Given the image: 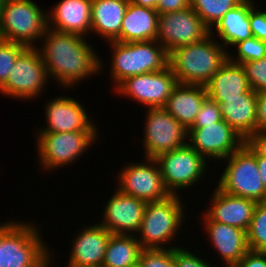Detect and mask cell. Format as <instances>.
I'll return each mask as SVG.
<instances>
[{
	"instance_id": "484cf974",
	"label": "cell",
	"mask_w": 266,
	"mask_h": 267,
	"mask_svg": "<svg viewBox=\"0 0 266 267\" xmlns=\"http://www.w3.org/2000/svg\"><path fill=\"white\" fill-rule=\"evenodd\" d=\"M128 4L129 0H92V33L105 38L107 42L114 41L120 35Z\"/></svg>"
},
{
	"instance_id": "2e32d148",
	"label": "cell",
	"mask_w": 266,
	"mask_h": 267,
	"mask_svg": "<svg viewBox=\"0 0 266 267\" xmlns=\"http://www.w3.org/2000/svg\"><path fill=\"white\" fill-rule=\"evenodd\" d=\"M146 204L116 189L105 204L99 224L114 235H135L139 231Z\"/></svg>"
},
{
	"instance_id": "4fadbf2b",
	"label": "cell",
	"mask_w": 266,
	"mask_h": 267,
	"mask_svg": "<svg viewBox=\"0 0 266 267\" xmlns=\"http://www.w3.org/2000/svg\"><path fill=\"white\" fill-rule=\"evenodd\" d=\"M140 163L124 165L118 172L117 189L145 202L167 199L171 194L165 188L158 162L155 158H145Z\"/></svg>"
},
{
	"instance_id": "b9f144b4",
	"label": "cell",
	"mask_w": 266,
	"mask_h": 267,
	"mask_svg": "<svg viewBox=\"0 0 266 267\" xmlns=\"http://www.w3.org/2000/svg\"><path fill=\"white\" fill-rule=\"evenodd\" d=\"M129 2L139 6L156 9L158 0H129Z\"/></svg>"
},
{
	"instance_id": "e0dca14e",
	"label": "cell",
	"mask_w": 266,
	"mask_h": 267,
	"mask_svg": "<svg viewBox=\"0 0 266 267\" xmlns=\"http://www.w3.org/2000/svg\"><path fill=\"white\" fill-rule=\"evenodd\" d=\"M46 104V127L38 128V132L98 131L86 109L74 97L60 95Z\"/></svg>"
},
{
	"instance_id": "8d00e7d4",
	"label": "cell",
	"mask_w": 266,
	"mask_h": 267,
	"mask_svg": "<svg viewBox=\"0 0 266 267\" xmlns=\"http://www.w3.org/2000/svg\"><path fill=\"white\" fill-rule=\"evenodd\" d=\"M250 28L252 35L259 40L266 41V11L257 9V5L250 8Z\"/></svg>"
},
{
	"instance_id": "6da1fadb",
	"label": "cell",
	"mask_w": 266,
	"mask_h": 267,
	"mask_svg": "<svg viewBox=\"0 0 266 267\" xmlns=\"http://www.w3.org/2000/svg\"><path fill=\"white\" fill-rule=\"evenodd\" d=\"M44 39V41H43ZM38 49L50 79L65 89L81 83L104 69L102 57L86 37L47 27ZM43 46V47H42ZM52 76V77H51ZM58 81V82H57Z\"/></svg>"
},
{
	"instance_id": "ba28073f",
	"label": "cell",
	"mask_w": 266,
	"mask_h": 267,
	"mask_svg": "<svg viewBox=\"0 0 266 267\" xmlns=\"http://www.w3.org/2000/svg\"><path fill=\"white\" fill-rule=\"evenodd\" d=\"M98 131L37 132L40 168L58 170L80 158L98 139Z\"/></svg>"
},
{
	"instance_id": "f35d334b",
	"label": "cell",
	"mask_w": 266,
	"mask_h": 267,
	"mask_svg": "<svg viewBox=\"0 0 266 267\" xmlns=\"http://www.w3.org/2000/svg\"><path fill=\"white\" fill-rule=\"evenodd\" d=\"M234 267H266V252L248 250Z\"/></svg>"
},
{
	"instance_id": "f6af8a7d",
	"label": "cell",
	"mask_w": 266,
	"mask_h": 267,
	"mask_svg": "<svg viewBox=\"0 0 266 267\" xmlns=\"http://www.w3.org/2000/svg\"><path fill=\"white\" fill-rule=\"evenodd\" d=\"M67 267H79V266H75V265H72V264L68 263Z\"/></svg>"
},
{
	"instance_id": "4dcf8cb0",
	"label": "cell",
	"mask_w": 266,
	"mask_h": 267,
	"mask_svg": "<svg viewBox=\"0 0 266 267\" xmlns=\"http://www.w3.org/2000/svg\"><path fill=\"white\" fill-rule=\"evenodd\" d=\"M234 47L236 48L234 51H237L236 58L234 54L229 53V60L237 64L259 60L266 56V41L256 39L254 36L236 43L233 49Z\"/></svg>"
},
{
	"instance_id": "1f68e13d",
	"label": "cell",
	"mask_w": 266,
	"mask_h": 267,
	"mask_svg": "<svg viewBox=\"0 0 266 267\" xmlns=\"http://www.w3.org/2000/svg\"><path fill=\"white\" fill-rule=\"evenodd\" d=\"M25 48V45L17 42L3 40L0 43V88L6 83L10 69Z\"/></svg>"
},
{
	"instance_id": "7c38bea8",
	"label": "cell",
	"mask_w": 266,
	"mask_h": 267,
	"mask_svg": "<svg viewBox=\"0 0 266 267\" xmlns=\"http://www.w3.org/2000/svg\"><path fill=\"white\" fill-rule=\"evenodd\" d=\"M177 85V78L168 66L164 70L127 77L113 90L146 108H163Z\"/></svg>"
},
{
	"instance_id": "7a4b0ae2",
	"label": "cell",
	"mask_w": 266,
	"mask_h": 267,
	"mask_svg": "<svg viewBox=\"0 0 266 267\" xmlns=\"http://www.w3.org/2000/svg\"><path fill=\"white\" fill-rule=\"evenodd\" d=\"M211 34L200 42L177 47L169 52L168 66L179 84L206 85L228 61L229 50Z\"/></svg>"
},
{
	"instance_id": "cb8c5ba5",
	"label": "cell",
	"mask_w": 266,
	"mask_h": 267,
	"mask_svg": "<svg viewBox=\"0 0 266 267\" xmlns=\"http://www.w3.org/2000/svg\"><path fill=\"white\" fill-rule=\"evenodd\" d=\"M208 98L220 106L224 99L241 98L251 88L241 64L228 61L205 85Z\"/></svg>"
},
{
	"instance_id": "7402d4cb",
	"label": "cell",
	"mask_w": 266,
	"mask_h": 267,
	"mask_svg": "<svg viewBox=\"0 0 266 267\" xmlns=\"http://www.w3.org/2000/svg\"><path fill=\"white\" fill-rule=\"evenodd\" d=\"M256 101L257 93L250 89L241 98L224 99L221 105L223 119L245 141H256Z\"/></svg>"
},
{
	"instance_id": "9a60e30c",
	"label": "cell",
	"mask_w": 266,
	"mask_h": 267,
	"mask_svg": "<svg viewBox=\"0 0 266 267\" xmlns=\"http://www.w3.org/2000/svg\"><path fill=\"white\" fill-rule=\"evenodd\" d=\"M245 140L224 119L202 128L188 129V144L208 162L226 161L225 158L240 149ZM210 158V159H209Z\"/></svg>"
},
{
	"instance_id": "5b68a950",
	"label": "cell",
	"mask_w": 266,
	"mask_h": 267,
	"mask_svg": "<svg viewBox=\"0 0 266 267\" xmlns=\"http://www.w3.org/2000/svg\"><path fill=\"white\" fill-rule=\"evenodd\" d=\"M112 47L110 76L113 89L127 77L164 70L169 53L156 40L140 42H107Z\"/></svg>"
},
{
	"instance_id": "8fae6325",
	"label": "cell",
	"mask_w": 266,
	"mask_h": 267,
	"mask_svg": "<svg viewBox=\"0 0 266 267\" xmlns=\"http://www.w3.org/2000/svg\"><path fill=\"white\" fill-rule=\"evenodd\" d=\"M144 123V157L158 155L179 149L188 144V129L170 115L164 108H147Z\"/></svg>"
},
{
	"instance_id": "d6a6232c",
	"label": "cell",
	"mask_w": 266,
	"mask_h": 267,
	"mask_svg": "<svg viewBox=\"0 0 266 267\" xmlns=\"http://www.w3.org/2000/svg\"><path fill=\"white\" fill-rule=\"evenodd\" d=\"M250 88L256 92H266V56L259 60L241 64Z\"/></svg>"
},
{
	"instance_id": "83f0119b",
	"label": "cell",
	"mask_w": 266,
	"mask_h": 267,
	"mask_svg": "<svg viewBox=\"0 0 266 267\" xmlns=\"http://www.w3.org/2000/svg\"><path fill=\"white\" fill-rule=\"evenodd\" d=\"M141 244L135 235L111 234L101 267H132L138 264Z\"/></svg>"
},
{
	"instance_id": "52a82bcc",
	"label": "cell",
	"mask_w": 266,
	"mask_h": 267,
	"mask_svg": "<svg viewBox=\"0 0 266 267\" xmlns=\"http://www.w3.org/2000/svg\"><path fill=\"white\" fill-rule=\"evenodd\" d=\"M39 7L33 0H9L1 5L0 32L3 40L36 47L48 27L47 11Z\"/></svg>"
},
{
	"instance_id": "60d3db41",
	"label": "cell",
	"mask_w": 266,
	"mask_h": 267,
	"mask_svg": "<svg viewBox=\"0 0 266 267\" xmlns=\"http://www.w3.org/2000/svg\"><path fill=\"white\" fill-rule=\"evenodd\" d=\"M256 161L266 189V141H256Z\"/></svg>"
},
{
	"instance_id": "30bf717a",
	"label": "cell",
	"mask_w": 266,
	"mask_h": 267,
	"mask_svg": "<svg viewBox=\"0 0 266 267\" xmlns=\"http://www.w3.org/2000/svg\"><path fill=\"white\" fill-rule=\"evenodd\" d=\"M155 160L158 162L165 188L171 195H180V189L194 187L205 175L206 164H209L189 144L164 152Z\"/></svg>"
},
{
	"instance_id": "e575fe53",
	"label": "cell",
	"mask_w": 266,
	"mask_h": 267,
	"mask_svg": "<svg viewBox=\"0 0 266 267\" xmlns=\"http://www.w3.org/2000/svg\"><path fill=\"white\" fill-rule=\"evenodd\" d=\"M220 120H223L221 106L207 97L201 105L194 124L190 128H202Z\"/></svg>"
},
{
	"instance_id": "603a6c76",
	"label": "cell",
	"mask_w": 266,
	"mask_h": 267,
	"mask_svg": "<svg viewBox=\"0 0 266 267\" xmlns=\"http://www.w3.org/2000/svg\"><path fill=\"white\" fill-rule=\"evenodd\" d=\"M159 14L156 9L128 4L117 42H140L156 40Z\"/></svg>"
},
{
	"instance_id": "d590c367",
	"label": "cell",
	"mask_w": 266,
	"mask_h": 267,
	"mask_svg": "<svg viewBox=\"0 0 266 267\" xmlns=\"http://www.w3.org/2000/svg\"><path fill=\"white\" fill-rule=\"evenodd\" d=\"M196 255L186 250L185 247L173 248V260L176 267H214L201 258L202 256Z\"/></svg>"
},
{
	"instance_id": "bcb514c9",
	"label": "cell",
	"mask_w": 266,
	"mask_h": 267,
	"mask_svg": "<svg viewBox=\"0 0 266 267\" xmlns=\"http://www.w3.org/2000/svg\"><path fill=\"white\" fill-rule=\"evenodd\" d=\"M3 41V38H2V35H1V32H0V43Z\"/></svg>"
},
{
	"instance_id": "3957f363",
	"label": "cell",
	"mask_w": 266,
	"mask_h": 267,
	"mask_svg": "<svg viewBox=\"0 0 266 267\" xmlns=\"http://www.w3.org/2000/svg\"><path fill=\"white\" fill-rule=\"evenodd\" d=\"M40 234L34 222H2V267H52L51 249Z\"/></svg>"
},
{
	"instance_id": "d4e9b609",
	"label": "cell",
	"mask_w": 266,
	"mask_h": 267,
	"mask_svg": "<svg viewBox=\"0 0 266 267\" xmlns=\"http://www.w3.org/2000/svg\"><path fill=\"white\" fill-rule=\"evenodd\" d=\"M207 97L204 85L178 83L163 108L189 129L194 124L201 105Z\"/></svg>"
},
{
	"instance_id": "277c9868",
	"label": "cell",
	"mask_w": 266,
	"mask_h": 267,
	"mask_svg": "<svg viewBox=\"0 0 266 267\" xmlns=\"http://www.w3.org/2000/svg\"><path fill=\"white\" fill-rule=\"evenodd\" d=\"M182 201L180 195H170L162 201L147 202L137 232L139 235H135L143 249H173L178 247L177 245L171 247L169 243L172 240V242L175 241V237L182 227L181 224H184L182 221L185 218L186 210Z\"/></svg>"
},
{
	"instance_id": "ffe728a7",
	"label": "cell",
	"mask_w": 266,
	"mask_h": 267,
	"mask_svg": "<svg viewBox=\"0 0 266 267\" xmlns=\"http://www.w3.org/2000/svg\"><path fill=\"white\" fill-rule=\"evenodd\" d=\"M111 233L99 223L85 225L72 239L68 263L79 267H101Z\"/></svg>"
},
{
	"instance_id": "44dd1931",
	"label": "cell",
	"mask_w": 266,
	"mask_h": 267,
	"mask_svg": "<svg viewBox=\"0 0 266 267\" xmlns=\"http://www.w3.org/2000/svg\"><path fill=\"white\" fill-rule=\"evenodd\" d=\"M91 6L92 0H60L47 13L48 27L85 37L92 33Z\"/></svg>"
},
{
	"instance_id": "9c48e42d",
	"label": "cell",
	"mask_w": 266,
	"mask_h": 267,
	"mask_svg": "<svg viewBox=\"0 0 266 267\" xmlns=\"http://www.w3.org/2000/svg\"><path fill=\"white\" fill-rule=\"evenodd\" d=\"M48 79L49 75L38 49L26 47L10 69L6 83L0 88V94L21 101L37 99L44 92Z\"/></svg>"
},
{
	"instance_id": "d6986e66",
	"label": "cell",
	"mask_w": 266,
	"mask_h": 267,
	"mask_svg": "<svg viewBox=\"0 0 266 267\" xmlns=\"http://www.w3.org/2000/svg\"><path fill=\"white\" fill-rule=\"evenodd\" d=\"M255 200L229 195L216 187L205 214L212 220L247 232L257 206Z\"/></svg>"
},
{
	"instance_id": "f546056e",
	"label": "cell",
	"mask_w": 266,
	"mask_h": 267,
	"mask_svg": "<svg viewBox=\"0 0 266 267\" xmlns=\"http://www.w3.org/2000/svg\"><path fill=\"white\" fill-rule=\"evenodd\" d=\"M246 234L249 250L266 252V201L257 203Z\"/></svg>"
},
{
	"instance_id": "8992f818",
	"label": "cell",
	"mask_w": 266,
	"mask_h": 267,
	"mask_svg": "<svg viewBox=\"0 0 266 267\" xmlns=\"http://www.w3.org/2000/svg\"><path fill=\"white\" fill-rule=\"evenodd\" d=\"M225 159L227 165L218 178L217 187L229 195L265 202L266 189L256 161V141L247 140Z\"/></svg>"
},
{
	"instance_id": "ee69618b",
	"label": "cell",
	"mask_w": 266,
	"mask_h": 267,
	"mask_svg": "<svg viewBox=\"0 0 266 267\" xmlns=\"http://www.w3.org/2000/svg\"><path fill=\"white\" fill-rule=\"evenodd\" d=\"M9 0H0V4L4 5L5 3H7Z\"/></svg>"
},
{
	"instance_id": "5bb4252c",
	"label": "cell",
	"mask_w": 266,
	"mask_h": 267,
	"mask_svg": "<svg viewBox=\"0 0 266 267\" xmlns=\"http://www.w3.org/2000/svg\"><path fill=\"white\" fill-rule=\"evenodd\" d=\"M210 35V29L189 7L159 14L156 41L169 53L173 49L197 43Z\"/></svg>"
},
{
	"instance_id": "ab89813d",
	"label": "cell",
	"mask_w": 266,
	"mask_h": 267,
	"mask_svg": "<svg viewBox=\"0 0 266 267\" xmlns=\"http://www.w3.org/2000/svg\"><path fill=\"white\" fill-rule=\"evenodd\" d=\"M190 7V0H158V14L176 12Z\"/></svg>"
},
{
	"instance_id": "f1b7e54d",
	"label": "cell",
	"mask_w": 266,
	"mask_h": 267,
	"mask_svg": "<svg viewBox=\"0 0 266 267\" xmlns=\"http://www.w3.org/2000/svg\"><path fill=\"white\" fill-rule=\"evenodd\" d=\"M243 0H190V7L211 30L221 18Z\"/></svg>"
},
{
	"instance_id": "4316f807",
	"label": "cell",
	"mask_w": 266,
	"mask_h": 267,
	"mask_svg": "<svg viewBox=\"0 0 266 267\" xmlns=\"http://www.w3.org/2000/svg\"><path fill=\"white\" fill-rule=\"evenodd\" d=\"M254 0H243L239 5L229 10L221 20L210 30L212 36L222 40L220 43L225 49L227 46H234L236 43L252 37L249 14L250 8L255 4Z\"/></svg>"
},
{
	"instance_id": "ac0fdd59",
	"label": "cell",
	"mask_w": 266,
	"mask_h": 267,
	"mask_svg": "<svg viewBox=\"0 0 266 267\" xmlns=\"http://www.w3.org/2000/svg\"><path fill=\"white\" fill-rule=\"evenodd\" d=\"M203 230L209 237L224 267H234L249 250L246 231L235 226L212 221L204 212L201 215Z\"/></svg>"
},
{
	"instance_id": "74e56055",
	"label": "cell",
	"mask_w": 266,
	"mask_h": 267,
	"mask_svg": "<svg viewBox=\"0 0 266 267\" xmlns=\"http://www.w3.org/2000/svg\"><path fill=\"white\" fill-rule=\"evenodd\" d=\"M256 141H266V92L257 93Z\"/></svg>"
},
{
	"instance_id": "836d02e7",
	"label": "cell",
	"mask_w": 266,
	"mask_h": 267,
	"mask_svg": "<svg viewBox=\"0 0 266 267\" xmlns=\"http://www.w3.org/2000/svg\"><path fill=\"white\" fill-rule=\"evenodd\" d=\"M139 267H176L173 260V249H143L141 251Z\"/></svg>"
},
{
	"instance_id": "7bdbcfd3",
	"label": "cell",
	"mask_w": 266,
	"mask_h": 267,
	"mask_svg": "<svg viewBox=\"0 0 266 267\" xmlns=\"http://www.w3.org/2000/svg\"><path fill=\"white\" fill-rule=\"evenodd\" d=\"M0 267H2L1 223H0Z\"/></svg>"
}]
</instances>
